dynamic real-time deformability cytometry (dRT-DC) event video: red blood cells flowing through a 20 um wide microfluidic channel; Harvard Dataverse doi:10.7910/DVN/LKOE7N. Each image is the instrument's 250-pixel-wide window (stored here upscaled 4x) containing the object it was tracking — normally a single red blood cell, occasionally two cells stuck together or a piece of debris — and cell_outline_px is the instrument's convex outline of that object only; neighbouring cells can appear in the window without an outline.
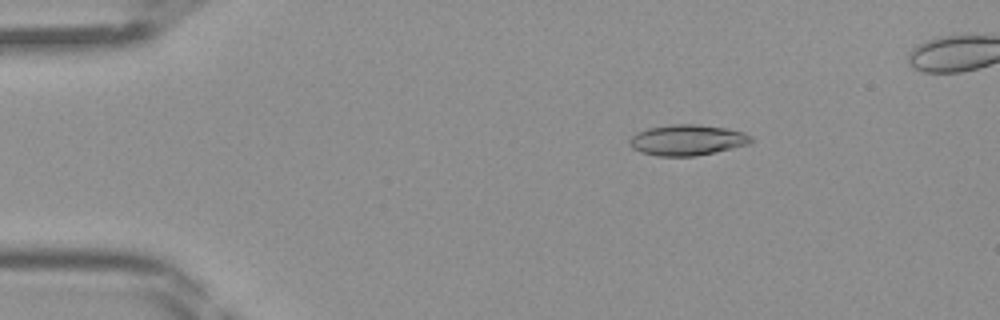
{"species": "Egyptian fruit bat (a non-hibernating species)", "species_latin": "Rousettus aegyptiacus", "temperature_condition": "room temperature", "stored_images_in_passage": 42, "camera_frame_rate_fps": 3000, "um_per_image_px": 0.085, "frame": {"image": 1, "passage_image": 7, "time_ms": 2.0, "image_size_px": [1000, 320], "cell_outline_px": [[752, 140], [748, 144], [732, 148], [696, 156], [656, 156], [640, 152], [632, 148], [628, 144], [628, 140], [636, 132], [648, 128], [672, 124], [700, 124], [724, 128], [744, 132], [752, 136]], "centroid_in_image_um": [58.37, 11.9], "position_along_channel_um": 26.6, "area_um2": 21.85}}
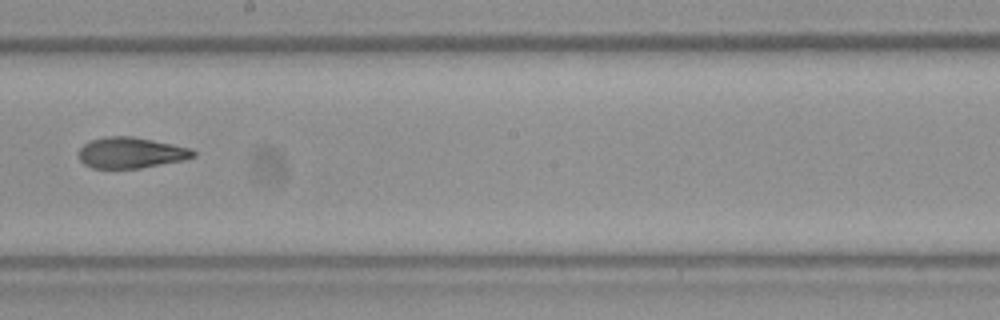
{"frame": {"image": 2, "passage_image": 25, "time_ms": 8.0, "image_size_px": [1000, 320], "cell_outline_px": [[196, 156], [184, 160], [140, 168], [92, 168], [84, 164], [80, 160], [80, 148], [84, 144], [92, 140], [104, 136], [132, 136], [192, 148], [196, 152]], "centroid_in_image_um": [11.15, 12.98], "position_along_channel_um": 237.0, "area_um2": 20.58}}
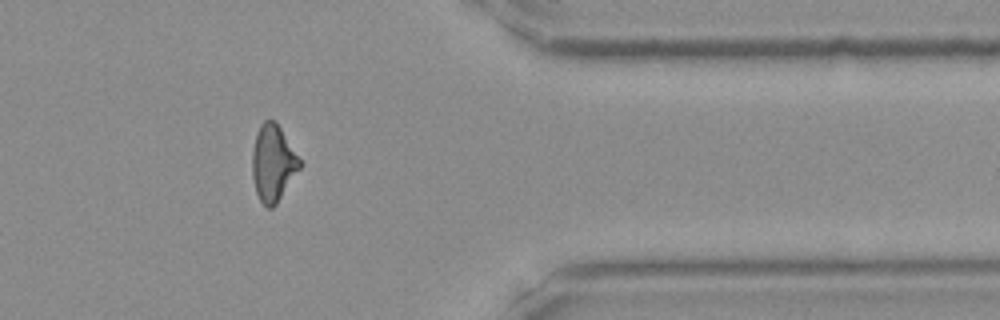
{"frame": {"image": 3, "passage_image": 36, "time_ms": 11.667, "image_size_px": [1000, 320], "cell_outline_px": [[304, 164], [276, 204], [272, 208], [268, 208], [260, 200], [256, 192], [252, 176], [252, 152], [256, 132], [260, 124], [264, 120], [276, 120]], "centroid_in_image_um": [23.22, 13.84], "position_along_channel_um": 388.2, "area_um2": 21.5}}